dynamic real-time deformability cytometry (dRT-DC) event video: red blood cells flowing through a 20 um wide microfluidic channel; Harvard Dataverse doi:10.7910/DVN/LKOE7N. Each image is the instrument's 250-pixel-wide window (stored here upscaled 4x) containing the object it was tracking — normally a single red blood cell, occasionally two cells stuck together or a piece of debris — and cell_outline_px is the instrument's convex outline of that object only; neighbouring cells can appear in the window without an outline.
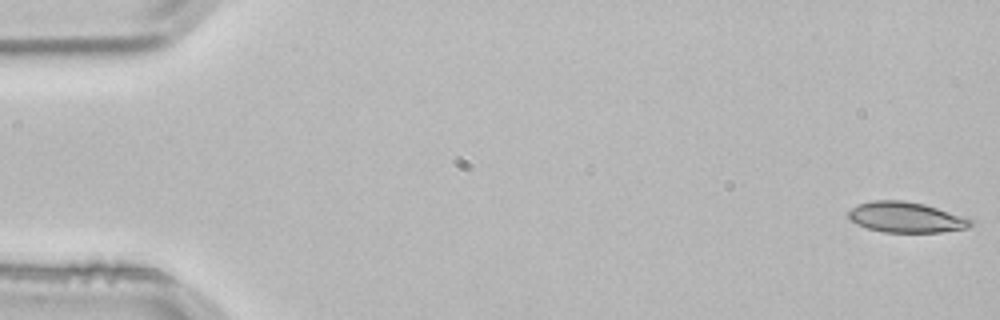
{"species": "common noctule bat (a hibernating species)", "species_latin": "Nyctalus noctula", "temperature_condition": "room temperature", "stored_images_in_passage": 49, "camera_frame_rate_fps": 3000, "um_per_image_px": 0.085, "animal": {"sex": "male", "body_mass_g": 21.5, "forearm_length_mm": 52.0}, "frame": {"image": 1, "passage_image": 1, "time_ms": 0.0, "image_size_px": [1000, 320], "cell_outline_px": [[972, 224], [968, 228], [940, 232], [884, 232], [868, 228], [856, 224], [848, 216], [848, 212], [852, 208], [860, 204], [872, 200], [904, 200], [924, 204], [972, 220]], "centroid_in_image_um": [76.98, 18.47], "position_along_channel_um": 8.0, "area_um2": 21.39}}
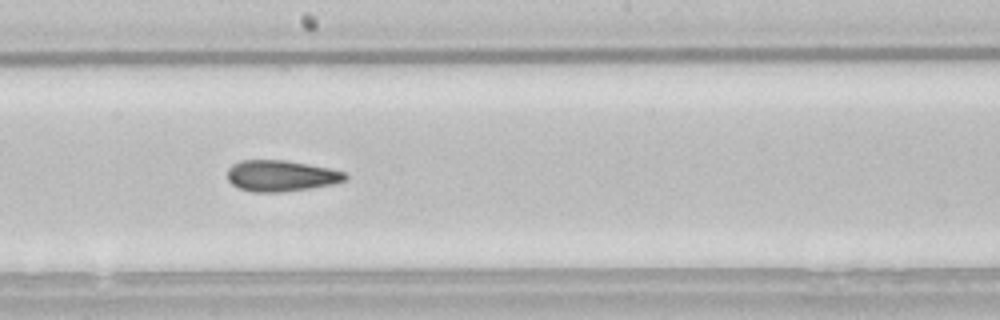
{"frame": {"image": 2, "passage_image": 29, "time_ms": 9.333, "image_size_px": [1000, 320], "cell_outline_px": [[348, 180], [332, 184], [308, 188], [280, 192], [252, 192], [240, 188], [232, 184], [228, 180], [228, 168], [232, 164], [240, 160], [284, 160], [328, 168], [344, 172], [348, 176]], "centroid_in_image_um": [23.87, 14.94], "position_along_channel_um": 224.3, "area_um2": 21.21}}
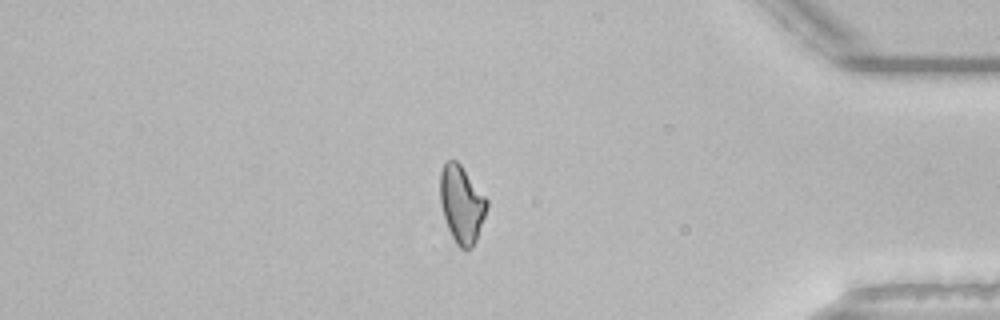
{"frame": {"image": 3, "passage_image": 45, "time_ms": 14.667, "image_size_px": [1000, 320], "cell_outline_px": [[488, 204], [476, 240], [472, 248], [460, 248], [456, 244], [448, 228], [440, 204], [440, 172], [444, 164], [448, 160], [456, 160], [460, 164], [488, 200]], "centroid_in_image_um": [39.22, 17.35], "position_along_channel_um": 396.0, "area_um2": 20.75}, "authors_computed_cell_mechanics": {"area_um2": 21.5016, "velocity_mm_per_s": 3.8342, "shape_relaxation_time_tau1_ms": null, "shape_relaxation_time_tau2_ms": 3.1607, "deformation_change_tau1": null, "deformation_change_tau2": 0.1052}}